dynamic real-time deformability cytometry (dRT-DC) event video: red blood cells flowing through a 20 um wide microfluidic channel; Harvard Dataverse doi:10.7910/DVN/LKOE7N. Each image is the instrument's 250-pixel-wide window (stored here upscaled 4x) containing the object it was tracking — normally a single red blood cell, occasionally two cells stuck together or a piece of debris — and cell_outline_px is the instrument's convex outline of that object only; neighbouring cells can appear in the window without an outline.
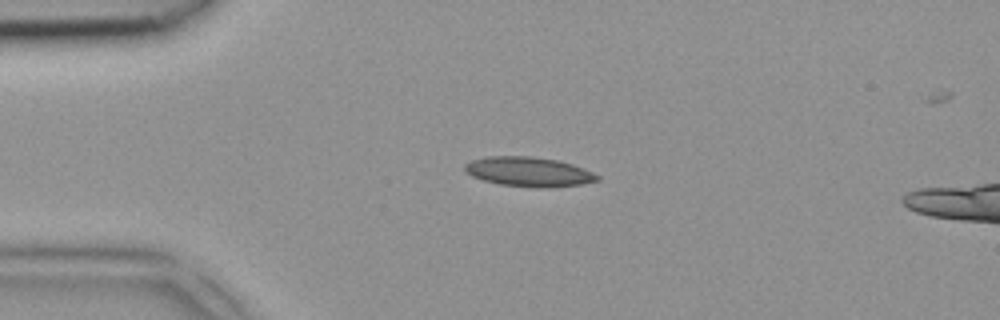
{"species": "common noctule bat (a hibernating species)", "species_latin": "Nyctalus noctula", "temperature_condition": "room temperature", "stored_images_in_passage": 2, "camera_frame_rate_fps": 3000, "um_per_image_px": 0.085, "animal": {"sex": "female", "body_mass_g": 18.4}, "frame": {"image": 1, "passage_image": 1, "time_ms": 0.0, "image_size_px": [1000, 320], "cell_outline_px": [[600, 180], [580, 184], [552, 188], [536, 188], [500, 184], [484, 180], [472, 176], [464, 168], [464, 164], [472, 160], [488, 156], [532, 156], [556, 160], [572, 164], [592, 172], [600, 176]], "centroid_in_image_um": [44.96, 14.6], "position_along_channel_um": 40.0, "area_um2": 22.77}}